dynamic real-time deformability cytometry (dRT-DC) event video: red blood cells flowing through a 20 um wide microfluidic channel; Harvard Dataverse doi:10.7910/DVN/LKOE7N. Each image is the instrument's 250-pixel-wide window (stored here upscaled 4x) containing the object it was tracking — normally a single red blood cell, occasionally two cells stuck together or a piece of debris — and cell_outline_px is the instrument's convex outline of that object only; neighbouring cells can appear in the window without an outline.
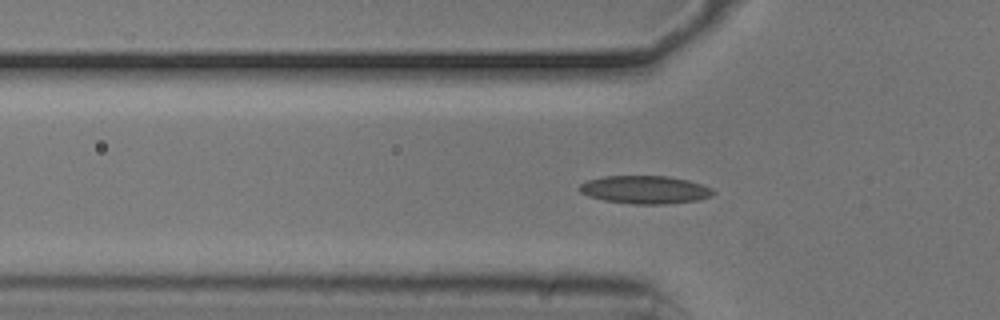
{"species": "common noctule bat (a hibernating species)", "species_latin": "Nyctalus noctula", "temperature_condition": "cold", "stored_images_in_passage": 55, "camera_frame_rate_fps": 3000, "um_per_image_px": 0.085, "animal": {"sex": "male", "body_mass_g": 20.5, "forearm_length_mm": 52.5}, "frame": {"image": 1, "passage_image": 17, "time_ms": 5.333, "image_size_px": [1000, 320], "cell_outline_px": [[716, 192], [712, 196], [696, 200], [664, 204], [632, 204], [604, 200], [588, 196], [580, 192], [580, 184], [588, 180], [604, 176], [668, 176], [688, 180], [712, 188]], "centroid_in_image_um": [54.83, 16.12], "position_along_channel_um": 71.0, "area_um2": 21.73}}
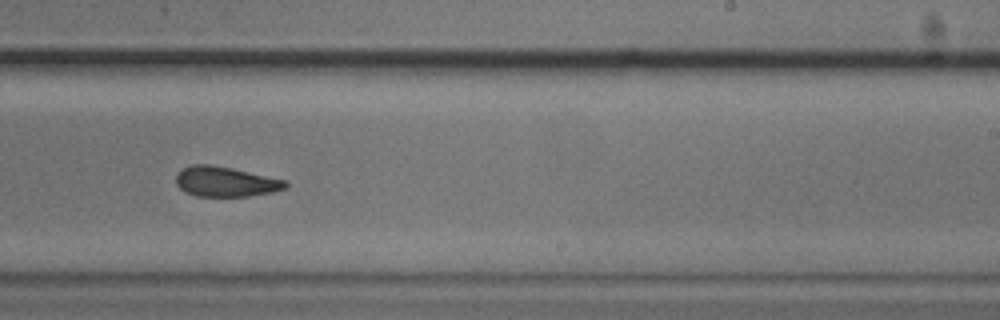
{"frame": {"image": 2, "passage_image": 33, "time_ms": 10.667, "image_size_px": [1000, 320], "cell_outline_px": [[288, 188], [272, 192], [248, 196], [196, 196], [184, 192], [176, 184], [176, 172], [192, 164], [212, 164], [232, 168], [288, 180]], "centroid_in_image_um": [19.18, 15.43], "position_along_channel_um": 269.8, "area_um2": 19.42}}
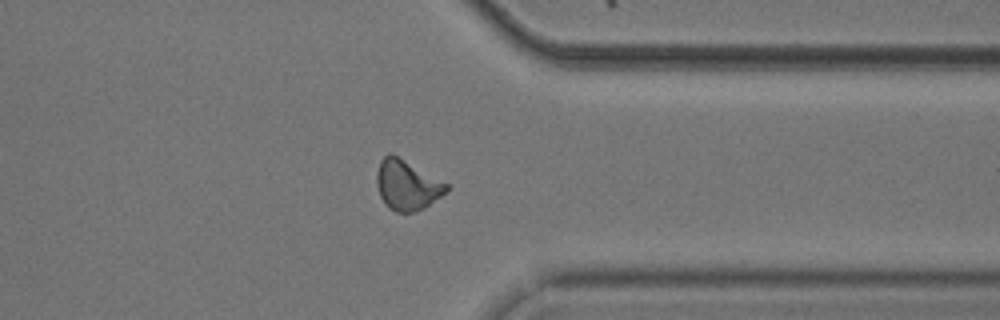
{"frame": {"image": 3, "passage_image": 42, "time_ms": 13.667, "image_size_px": [1000, 320], "cell_outline_px": [[448, 188], [440, 196], [424, 208], [412, 212], [396, 212], [388, 208], [384, 204], [380, 196], [376, 180], [376, 172], [380, 160], [388, 152], [392, 152], [448, 184]], "centroid_in_image_um": [34.54, 15.7], "position_along_channel_um": 376.9, "area_um2": 20.29}, "authors_computed_cell_mechanics": {"area_um2": 19.9988, "velocity_mm_per_s": 3.7262, "shape_relaxation_time_tau1_ms": 10.4004, "shape_relaxation_time_tau2_ms": 4.5065, "deformation_change_tau1": 0.1807, "deformation_change_tau2": 0.114}}